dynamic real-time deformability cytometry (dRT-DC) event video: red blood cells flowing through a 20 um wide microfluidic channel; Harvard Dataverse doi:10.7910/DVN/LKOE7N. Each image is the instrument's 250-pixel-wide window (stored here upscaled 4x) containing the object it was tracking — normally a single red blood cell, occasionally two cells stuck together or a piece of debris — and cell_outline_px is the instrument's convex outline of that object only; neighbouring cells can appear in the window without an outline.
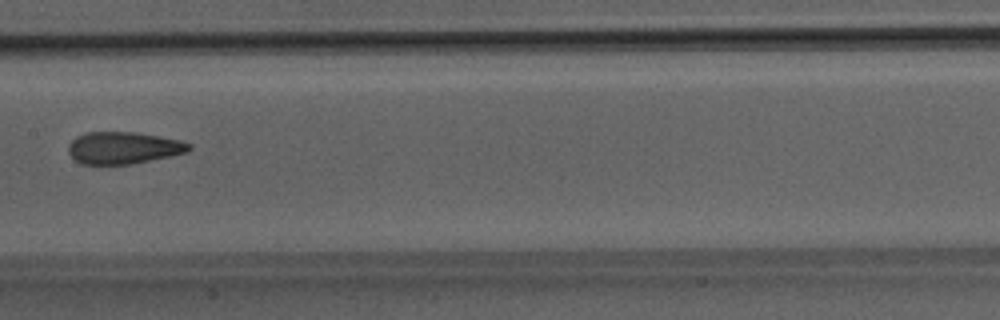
{"species": "Egyptian fruit bat (a non-hibernating species)", "species_latin": "Rousettus aegyptiacus", "temperature_condition": "room temperature", "stored_images_in_passage": 5, "camera_frame_rate_fps": 3000, "um_per_image_px": 0.085, "animal": {"sex": "male"}, "frame": {"image": 1, "passage_image": 5, "time_ms": 4.667, "image_size_px": [1000, 320], "cell_outline_px": [[192, 148], [188, 152], [172, 156], [132, 164], [80, 164], [68, 152], [68, 144], [76, 136], [88, 132], [136, 132], [180, 140], [192, 144]], "centroid_in_image_um": [10.51, 12.57], "position_along_channel_um": 196.9, "area_um2": 22.66}}